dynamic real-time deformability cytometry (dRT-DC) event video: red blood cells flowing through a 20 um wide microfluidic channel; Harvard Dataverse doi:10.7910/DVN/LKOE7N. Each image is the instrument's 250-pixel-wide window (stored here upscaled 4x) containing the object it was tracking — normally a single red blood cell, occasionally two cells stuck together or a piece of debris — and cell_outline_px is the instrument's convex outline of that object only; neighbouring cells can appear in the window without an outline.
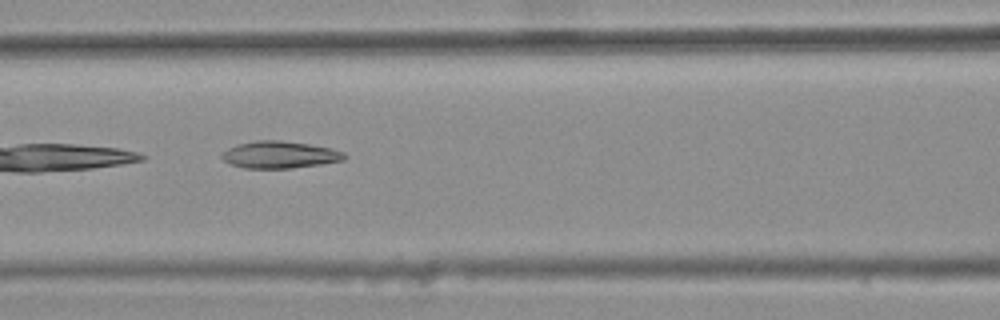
{"species": "common noctule bat (a hibernating species)", "species_latin": "Nyctalus noctula", "temperature_condition": "warm", "stored_images_in_passage": 9, "camera_frame_rate_fps": 3000, "um_per_image_px": 0.085, "animal": {"sex": "female", "body_mass_g": 25.1}, "frame": {"image": 1, "passage_image": 8, "time_ms": 2.333, "image_size_px": [1000, 320], "cell_outline_px": [[348, 156], [344, 160], [320, 164], [292, 168], [244, 168], [232, 164], [224, 160], [220, 156], [228, 148], [236, 144], [256, 140], [280, 140], [308, 144], [332, 148], [344, 152]], "centroid_in_image_um": [23.79, 13.14], "position_along_channel_um": 142.8, "area_um2": 19.31}}
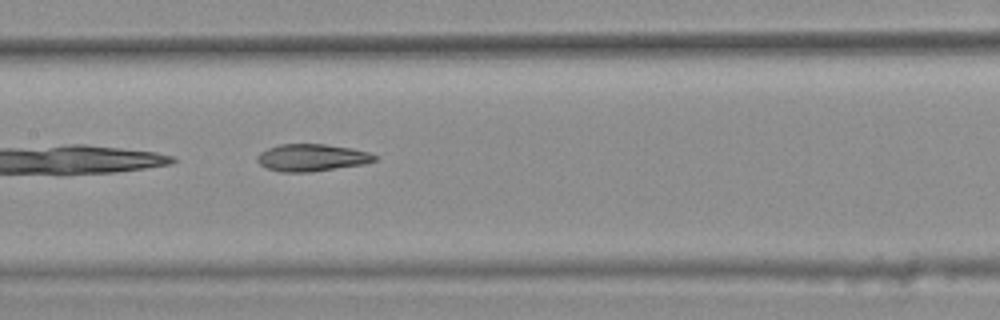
{"frame": {"image": 2, "passage_image": 9, "time_ms": 2.667, "image_size_px": [1000, 320], "cell_outline_px": [[376, 160], [364, 164], [312, 172], [280, 172], [268, 168], [260, 164], [256, 160], [256, 156], [260, 152], [268, 148], [280, 144], [324, 144], [352, 148], [368, 152], [376, 156]], "centroid_in_image_um": [26.48, 13.4], "position_along_channel_um": 180.9, "area_um2": 18.61}}